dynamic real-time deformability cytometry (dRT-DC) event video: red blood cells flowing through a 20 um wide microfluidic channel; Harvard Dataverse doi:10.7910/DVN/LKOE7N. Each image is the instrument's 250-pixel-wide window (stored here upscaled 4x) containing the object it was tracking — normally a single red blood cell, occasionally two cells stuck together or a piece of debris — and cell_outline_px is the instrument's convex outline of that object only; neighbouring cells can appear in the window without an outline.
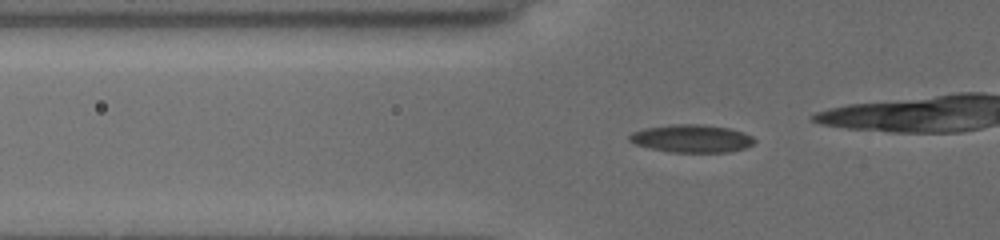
{"species": "common noctule bat (a hibernating species)", "species_latin": "Nyctalus noctula", "temperature_condition": "cold", "stored_images_in_passage": 46, "camera_frame_rate_fps": 3000, "um_per_image_px": 0.085, "animal": {"sex": "female", "body_mass_g": 19.5, "forearm_length_mm": 54.1}, "frame": {"image": 1, "passage_image": 21, "time_ms": 6.667, "image_size_px": [1000, 240], "cell_outline_px": [[756, 140], [752, 144], [744, 148], [728, 152], [668, 152], [648, 148], [636, 144], [628, 140], [628, 136], [632, 132], [644, 128], [672, 124], [704, 124], [728, 128], [752, 136]], "centroid_in_image_um": [58.74, 11.77], "position_along_channel_um": 67.1, "area_um2": 20.29}}
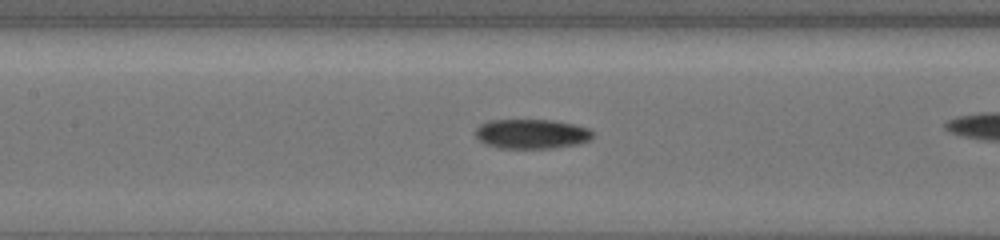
{"frame": {"image": 2, "passage_image": 29, "time_ms": 9.333, "image_size_px": [1000, 240], "cell_outline_px": [[592, 136], [588, 140], [580, 144], [552, 148], [500, 148], [488, 144], [480, 140], [476, 136], [476, 128], [480, 124], [488, 120], [552, 120], [572, 124], [588, 128], [592, 132]], "centroid_in_image_um": [45.18, 11.38], "position_along_channel_um": 162.2, "area_um2": 20.06}}
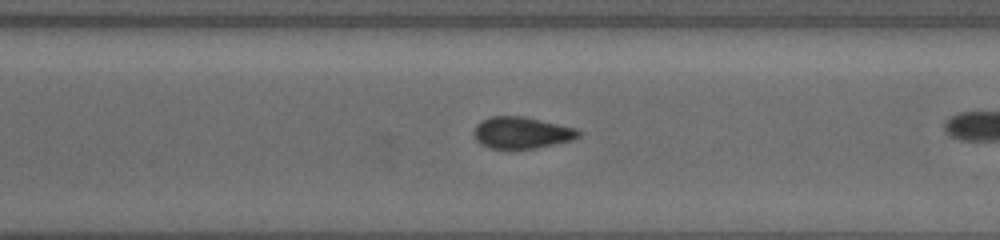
{"frame": {"image": 3, "passage_image": 42, "time_ms": 13.667, "image_size_px": [1000, 240], "cell_outline_px": [[580, 136], [572, 140], [536, 148], [488, 148], [480, 144], [476, 140], [472, 132], [476, 124], [480, 120], [492, 116], [524, 116], [576, 128], [580, 132]], "centroid_in_image_um": [44.3, 11.27], "position_along_channel_um": 326.3, "area_um2": 19.36}}